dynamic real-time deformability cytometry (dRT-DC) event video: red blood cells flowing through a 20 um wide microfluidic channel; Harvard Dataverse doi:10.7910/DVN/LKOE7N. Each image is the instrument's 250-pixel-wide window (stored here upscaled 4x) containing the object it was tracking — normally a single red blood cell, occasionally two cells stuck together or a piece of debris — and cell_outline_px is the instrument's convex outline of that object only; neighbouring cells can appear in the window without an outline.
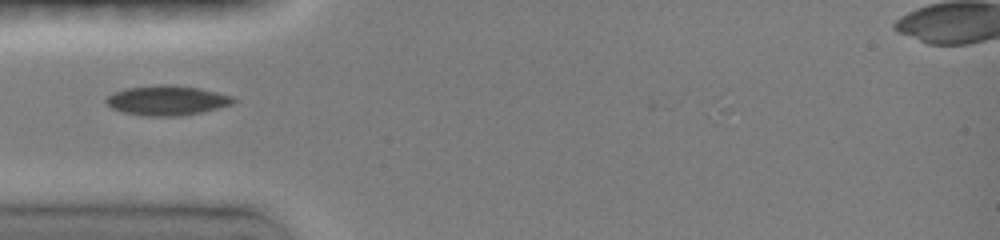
{"species": "common noctule bat (a hibernating species)", "species_latin": "Nyctalus noctula", "temperature_condition": "room temperature", "stored_images_in_passage": 3, "camera_frame_rate_fps": 3000, "um_per_image_px": 0.085, "animal": {"sex": "female", "body_mass_g": 19.0, "forearm_length_mm": 51.5}, "frame": {"image": 1, "passage_image": 3, "time_ms": 2.333, "image_size_px": [1000, 240], "cell_outline_px": [[236, 100], [232, 104], [200, 112], [180, 116], [148, 116], [124, 112], [112, 108], [104, 100], [112, 92], [124, 88], [160, 84], [172, 84], [200, 88], [232, 96]], "centroid_in_image_um": [14.16, 8.52], "position_along_channel_um": 70.8, "area_um2": 22.02}}